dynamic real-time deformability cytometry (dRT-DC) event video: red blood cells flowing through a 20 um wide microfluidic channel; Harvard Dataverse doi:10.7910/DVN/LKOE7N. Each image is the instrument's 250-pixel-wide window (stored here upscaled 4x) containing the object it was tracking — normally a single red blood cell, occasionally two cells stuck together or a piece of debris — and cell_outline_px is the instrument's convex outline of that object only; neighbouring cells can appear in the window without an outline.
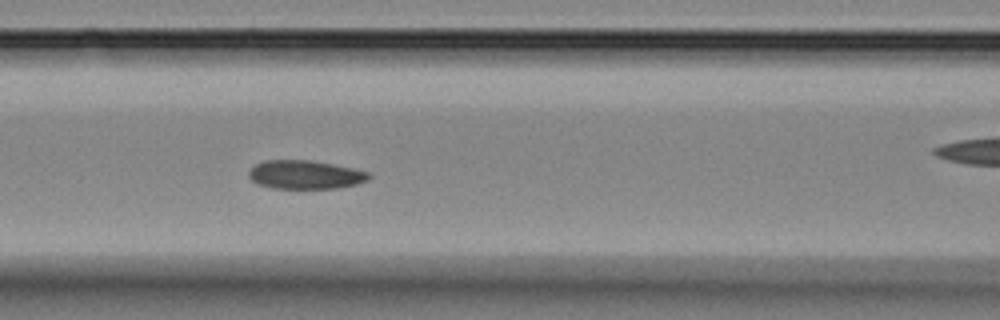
{"species": "Egyptian fruit bat (a non-hibernating species)", "species_latin": "Rousettus aegyptiacus", "temperature_condition": "room temperature", "stored_images_in_passage": 7, "segment_of_instrument_passage": [1, 2], "camera_frame_rate_fps": 3000, "um_per_image_px": 0.085, "animal": {"sex": "female"}, "frame": {"image": 1, "passage_image": 6, "time_ms": 5.667, "image_size_px": [1000, 320], "cell_outline_px": [[372, 176], [368, 180], [356, 184], [336, 188], [272, 188], [256, 184], [248, 176], [248, 172], [256, 164], [264, 160], [308, 160], [332, 164], [352, 168], [368, 172]], "centroid_in_image_um": [25.92, 14.85], "position_along_channel_um": 140.7, "area_um2": 19.94}}